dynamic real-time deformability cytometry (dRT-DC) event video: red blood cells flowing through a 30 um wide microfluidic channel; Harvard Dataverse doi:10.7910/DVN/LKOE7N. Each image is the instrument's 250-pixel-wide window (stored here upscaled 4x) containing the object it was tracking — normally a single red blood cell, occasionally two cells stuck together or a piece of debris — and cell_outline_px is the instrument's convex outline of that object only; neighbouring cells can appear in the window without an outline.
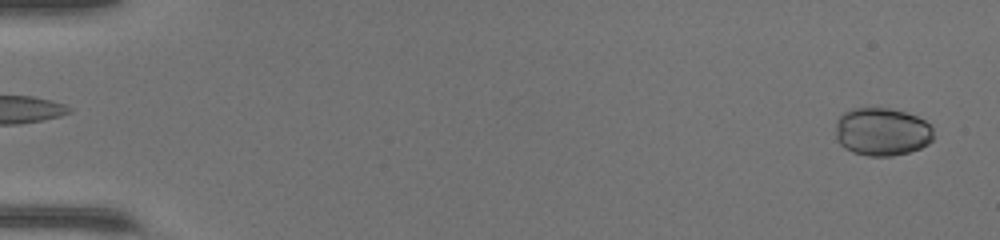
{"species": "common noctule bat (a hibernating species)", "species_latin": "Nyctalus noctula", "temperature_condition": "warm", "stored_images_in_passage": 8, "camera_frame_rate_fps": 3000, "um_per_image_px": 0.085, "animal": {"sex": "female", "body_mass_g": 17.0, "forearm_length_mm": 48.0}, "frame": {"image": 1, "passage_image": 2, "time_ms": 0.333, "image_size_px": [1000, 240], "cell_outline_px": [[932, 140], [928, 144], [920, 148], [908, 152], [892, 156], [868, 156], [852, 152], [844, 148], [836, 140], [836, 120], [844, 112], [852, 108], [888, 108], [904, 112], [916, 116], [924, 120], [932, 128]], "centroid_in_image_um": [74.93, 11.2], "position_along_channel_um": 10.1, "area_um2": 27.46}}